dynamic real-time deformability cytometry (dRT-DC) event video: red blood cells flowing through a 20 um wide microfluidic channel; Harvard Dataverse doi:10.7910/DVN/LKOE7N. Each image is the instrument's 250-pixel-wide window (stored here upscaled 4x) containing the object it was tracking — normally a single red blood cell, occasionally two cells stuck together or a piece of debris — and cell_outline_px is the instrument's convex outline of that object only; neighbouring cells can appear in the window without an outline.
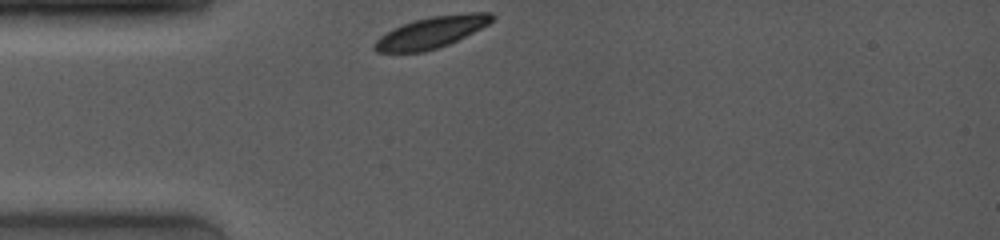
{"species": "common noctule bat (a hibernating species)", "species_latin": "Nyctalus noctula", "temperature_condition": "room temperature", "stored_images_in_passage": 42, "camera_frame_rate_fps": 4000, "um_per_image_px": 0.085, "animal": {"sex": "female", "body_mass_g": 19.0, "forearm_length_mm": 53.3}, "frame": {"image": 1, "passage_image": 1, "time_ms": 0.0, "image_size_px": [1000, 240], "cell_outline_px": [[496, 16], [488, 24], [448, 44], [424, 52], [376, 52], [372, 48], [372, 44], [380, 36], [392, 28], [416, 20], [432, 16], [472, 12], [488, 12]], "centroid_in_image_um": [36.62, 2.75], "position_along_channel_um": 48.4, "area_um2": 21.21}}
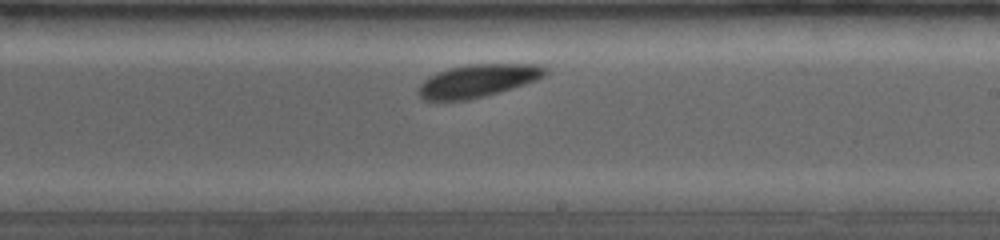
{"frame": {"image": 2, "passage_image": 23, "time_ms": 5.5, "image_size_px": [1000, 240], "cell_outline_px": [[548, 72], [544, 76], [536, 80], [512, 88], [484, 96], [468, 100], [424, 100], [420, 96], [416, 88], [428, 76], [436, 72], [448, 68], [468, 64], [540, 64], [548, 68]], "centroid_in_image_um": [40.6, 6.85], "position_along_channel_um": 248.4, "area_um2": 24.33}}
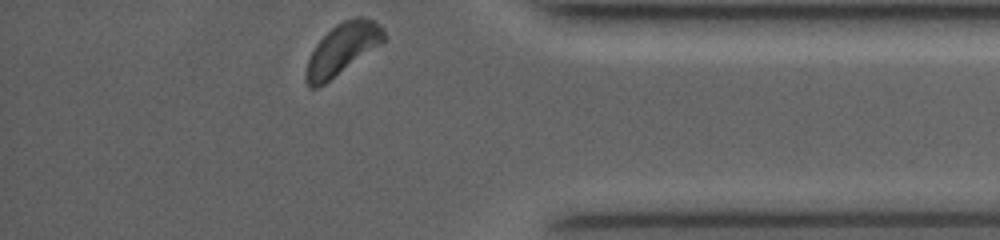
{"frame": {"image": 3, "passage_image": 41, "time_ms": 9.75, "image_size_px": [1000, 240], "cell_outline_px": [[388, 40], [324, 84], [316, 88], [308, 88], [304, 76], [308, 60], [316, 44], [336, 24], [344, 20], [356, 16], [360, 16], [372, 20], [380, 24], [384, 28], [388, 36]], "centroid_in_image_um": [29.15, 4.16], "position_along_channel_um": 406.1, "area_um2": 23.41}}